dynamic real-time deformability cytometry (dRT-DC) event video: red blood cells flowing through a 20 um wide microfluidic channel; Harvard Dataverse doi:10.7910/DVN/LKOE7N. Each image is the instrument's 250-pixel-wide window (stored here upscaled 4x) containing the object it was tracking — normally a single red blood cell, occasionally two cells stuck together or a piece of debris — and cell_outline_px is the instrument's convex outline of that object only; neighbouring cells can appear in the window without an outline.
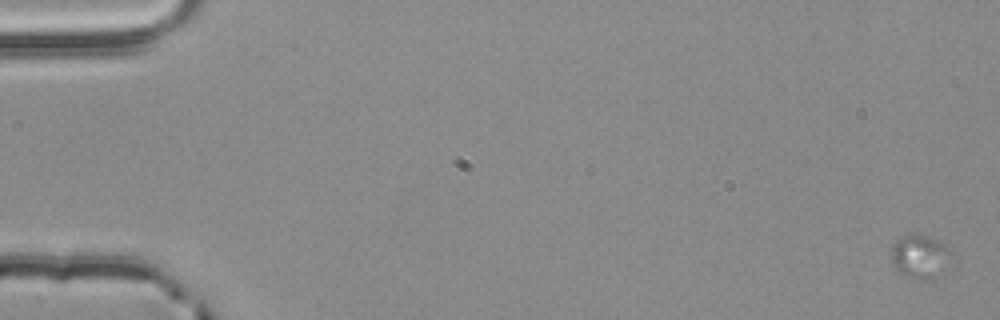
{"species": "common noctule bat (a hibernating species)", "species_latin": "Nyctalus noctula", "temperature_condition": "room temperature", "stored_images_in_passage": 4, "segment_of_instrument_passage": [1, 2], "camera_frame_rate_fps": 3000, "um_per_image_px": 0.085, "animal": {"sex": "male", "body_mass_g": 20.4}, "frame": {"image": 1, "passage_image": 1, "time_ms": 0.0, "image_size_px": [1000, 320], "cell_outline_px": [[948, 248], [932, 280], [912, 280], [904, 276], [896, 268], [892, 260], [892, 248], [896, 240], [904, 236], [916, 232], [932, 236]], "centroid_in_image_um": [78.04, 21.76], "position_along_channel_um": 7.0, "area_um2": 14.28}}
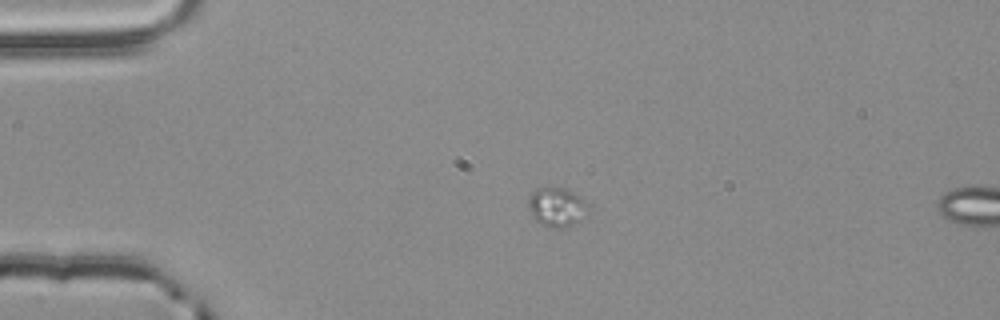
{"frame": {"image": 2, "passage_image": 3, "time_ms": 0.667, "image_size_px": [1000, 320], "cell_outline_px": [[584, 204], [580, 220], [564, 228], [548, 228], [540, 224], [532, 216], [528, 204], [528, 196], [536, 188], [568, 188], [580, 196], [584, 200]], "centroid_in_image_um": [47.23, 17.59], "position_along_channel_um": 37.8, "area_um2": 13.29}}